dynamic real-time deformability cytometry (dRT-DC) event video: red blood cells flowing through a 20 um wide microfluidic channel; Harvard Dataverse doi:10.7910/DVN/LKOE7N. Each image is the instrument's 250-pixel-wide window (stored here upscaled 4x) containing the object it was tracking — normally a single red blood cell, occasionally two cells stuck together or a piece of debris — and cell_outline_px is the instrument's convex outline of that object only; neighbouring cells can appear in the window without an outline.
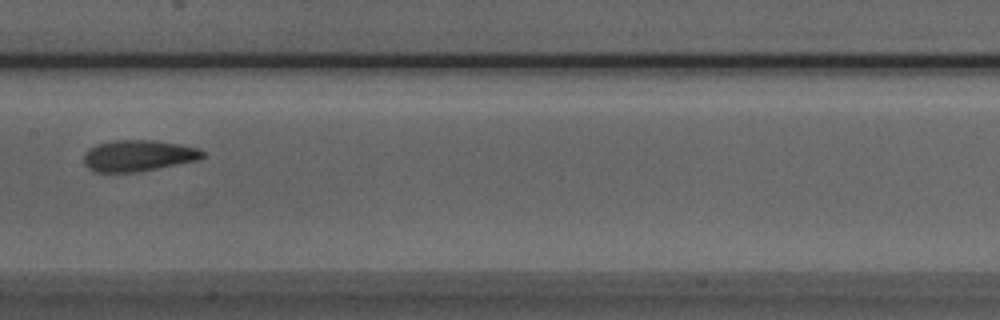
{"species": "Egyptian fruit bat (a non-hibernating species)", "species_latin": "Rousettus aegyptiacus", "temperature_condition": "room temperature", "stored_images_in_passage": 10, "camera_frame_rate_fps": 3000, "um_per_image_px": 0.085, "animal": {"sex": "male"}, "frame": {"image": 1, "passage_image": 7, "time_ms": 2.0, "image_size_px": [1000, 320], "cell_outline_px": [[204, 156], [200, 160], [136, 172], [96, 172], [88, 168], [84, 164], [84, 152], [88, 148], [96, 144], [112, 140], [156, 140], [180, 144], [200, 148], [204, 152]], "centroid_in_image_um": [11.75, 13.22], "position_along_channel_um": 195.6, "area_um2": 21.91}}
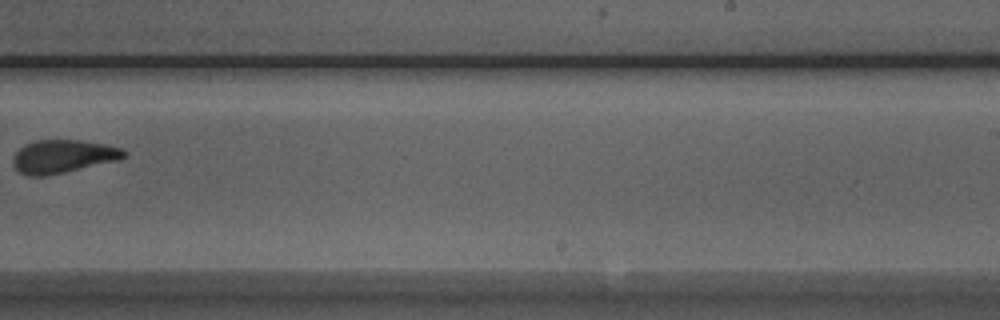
{"frame": {"image": 2, "passage_image": 9, "time_ms": 2.667, "image_size_px": [1000, 320], "cell_outline_px": [[128, 152], [120, 160], [64, 172], [44, 176], [28, 176], [20, 172], [12, 164], [12, 160], [16, 152], [20, 148], [36, 140], [80, 140], [104, 144], [120, 148]], "centroid_in_image_um": [5.36, 13.3], "position_along_channel_um": 283.6, "area_um2": 21.27}}
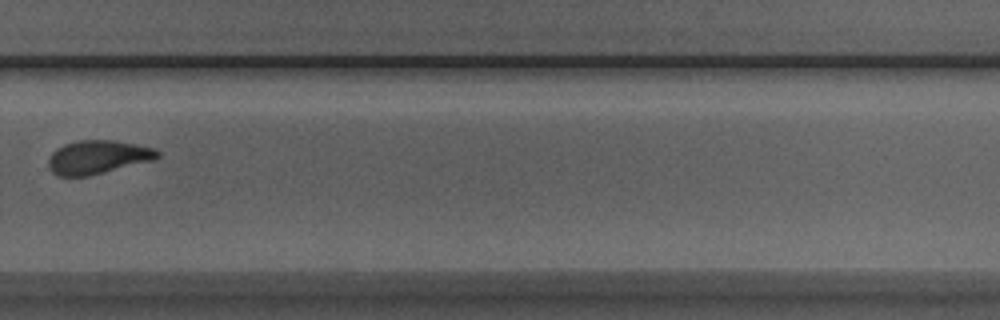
{"frame": {"image": 3, "passage_image": 10, "time_ms": 3.0, "image_size_px": [1000, 320], "cell_outline_px": [[160, 156], [156, 160], [88, 176], [56, 176], [48, 168], [48, 160], [52, 152], [56, 148], [64, 144], [80, 140], [112, 140], [136, 144], [152, 148], [160, 152]], "centroid_in_image_um": [8.31, 13.36], "position_along_channel_um": 321.5, "area_um2": 21.5}}